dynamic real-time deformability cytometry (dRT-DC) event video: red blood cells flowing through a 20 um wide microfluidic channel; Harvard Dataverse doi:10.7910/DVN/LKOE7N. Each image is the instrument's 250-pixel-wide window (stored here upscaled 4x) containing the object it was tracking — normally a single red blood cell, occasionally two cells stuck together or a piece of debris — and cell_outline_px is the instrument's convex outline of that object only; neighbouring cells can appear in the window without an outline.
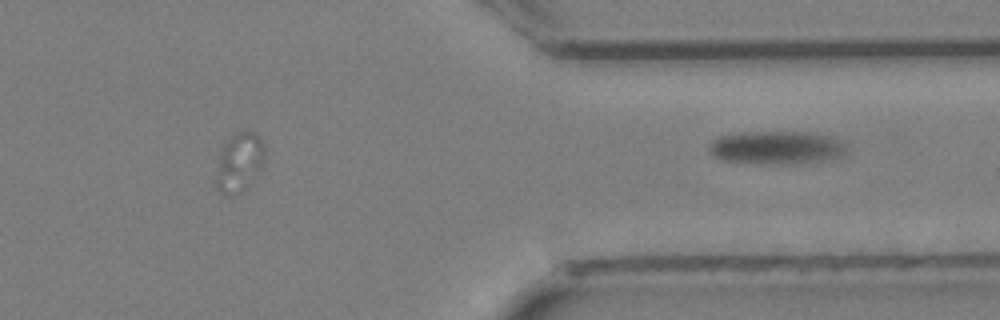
{"species": "Egyptian fruit bat (a non-hibernating species)", "species_latin": "Rousettus aegyptiacus", "temperature_condition": "cold", "stored_images_in_passage": 38, "segment_of_instrument_passage": [2, 2], "camera_frame_rate_fps": 3000, "um_per_image_px": 0.085, "animal": {"sex": "female"}, "frame": {"image": 1, "passage_image": 38, "time_ms": 12.333, "image_size_px": [1000, 320], "cell_outline_px": [[848, 152], [844, 156], [832, 160], [776, 164], [724, 160], [716, 156], [708, 148], [708, 144], [712, 140], [720, 136], [740, 132], [808, 132], [832, 136], [848, 144]], "centroid_in_image_um": [66.12, 12.53], "position_along_channel_um": 345.3, "area_um2": 26.76}}